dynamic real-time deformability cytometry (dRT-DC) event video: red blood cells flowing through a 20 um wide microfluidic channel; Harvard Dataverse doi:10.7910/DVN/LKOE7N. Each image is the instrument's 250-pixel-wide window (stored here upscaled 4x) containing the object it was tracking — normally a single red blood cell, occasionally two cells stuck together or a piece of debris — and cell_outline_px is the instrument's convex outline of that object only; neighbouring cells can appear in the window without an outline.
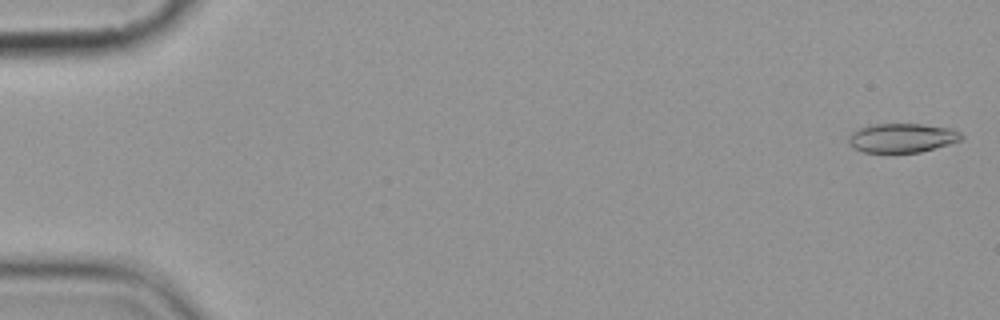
{"species": "common noctule bat (a hibernating species)", "species_latin": "Nyctalus noctula", "temperature_condition": "cold", "stored_images_in_passage": 4, "camera_frame_rate_fps": 3000, "um_per_image_px": 0.085, "animal": {"sex": "female", "body_mass_g": 19.9}, "frame": {"image": 1, "passage_image": 1, "time_ms": 0.0, "image_size_px": [1000, 320], "cell_outline_px": [[964, 140], [920, 152], [864, 152], [852, 148], [848, 140], [848, 136], [852, 132], [868, 124], [924, 124], [952, 128], [960, 132], [964, 136]], "centroid_in_image_um": [76.7, 11.71], "position_along_channel_um": 8.3, "area_um2": 19.36}}